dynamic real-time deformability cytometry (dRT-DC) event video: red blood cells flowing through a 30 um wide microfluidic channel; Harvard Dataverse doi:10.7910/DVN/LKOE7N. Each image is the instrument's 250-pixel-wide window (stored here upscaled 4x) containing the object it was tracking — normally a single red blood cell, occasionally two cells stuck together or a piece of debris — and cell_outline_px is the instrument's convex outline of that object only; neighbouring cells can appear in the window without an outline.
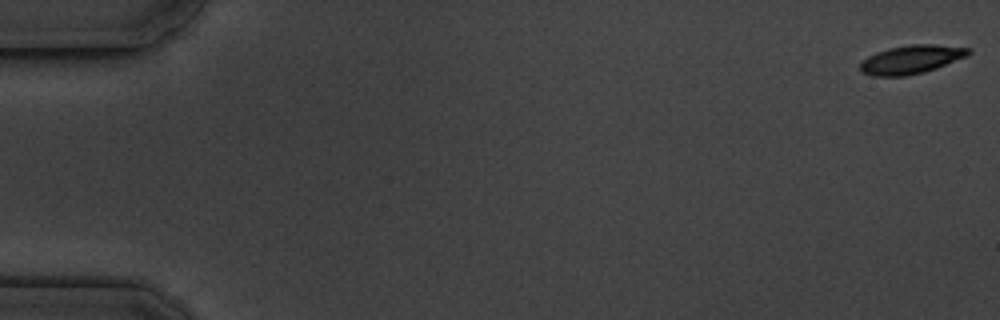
{"species": "common noctule bat (a hibernating species)", "species_latin": "Nyctalus noctula", "temperature_condition": "cold", "stored_images_in_passage": 7, "camera_frame_rate_fps": 3000, "um_per_image_px": 0.085, "animal": {"sex": "male", "body_mass_g": 19.5, "forearm_length_mm": 54.6}, "frame": {"image": 1, "passage_image": 1, "time_ms": 0.0, "image_size_px": [1000, 320], "cell_outline_px": [[972, 52], [968, 56], [936, 68], [924, 72], [904, 76], [872, 76], [860, 72], [860, 64], [868, 56], [876, 52], [888, 48], [912, 44], [932, 44], [972, 48]], "centroid_in_image_um": [77.47, 5.05], "position_along_channel_um": 7.5, "area_um2": 18.09}}